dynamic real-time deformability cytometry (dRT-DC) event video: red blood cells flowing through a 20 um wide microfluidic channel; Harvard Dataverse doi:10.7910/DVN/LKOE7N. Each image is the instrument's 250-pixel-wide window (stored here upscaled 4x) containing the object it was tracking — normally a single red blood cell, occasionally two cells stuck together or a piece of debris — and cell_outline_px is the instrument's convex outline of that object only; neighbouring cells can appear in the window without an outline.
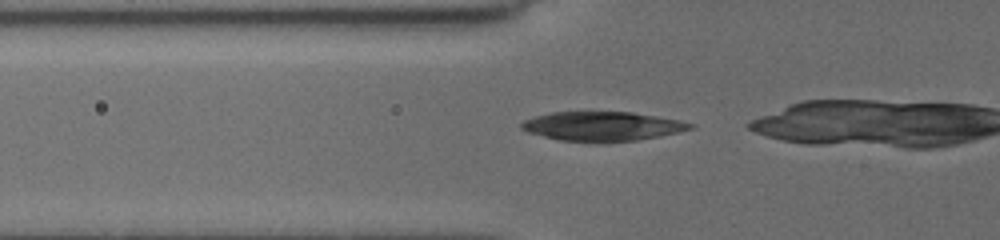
{"species": "common noctule bat (a hibernating species)", "species_latin": "Nyctalus noctula", "temperature_condition": "cold", "stored_images_in_passage": 26, "camera_frame_rate_fps": 3000, "um_per_image_px": 0.085, "animal": {"sex": "female", "body_mass_g": 19.5, "forearm_length_mm": 54.1}, "frame": {"image": 1, "passage_image": 17, "time_ms": 5.333, "image_size_px": [1000, 240], "cell_outline_px": [[696, 128], [660, 136], [636, 140], [560, 140], [528, 132], [520, 128], [520, 124], [524, 120], [536, 116], [552, 112], [632, 112], [680, 120], [696, 124]], "centroid_in_image_um": [51.24, 10.7], "position_along_channel_um": 74.6, "area_um2": 28.09}}
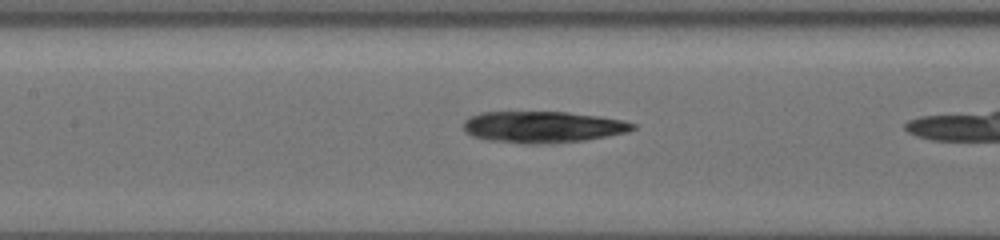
{"frame": {"image": 2, "passage_image": 24, "time_ms": 7.667, "image_size_px": [1000, 240], "cell_outline_px": [[636, 128], [628, 132], [584, 140], [540, 144], [528, 144], [488, 140], [472, 136], [464, 132], [464, 120], [468, 116], [480, 112], [568, 112], [600, 116], [624, 120], [636, 124]], "centroid_in_image_um": [46.12, 10.78], "position_along_channel_um": 161.3, "area_um2": 31.21}}